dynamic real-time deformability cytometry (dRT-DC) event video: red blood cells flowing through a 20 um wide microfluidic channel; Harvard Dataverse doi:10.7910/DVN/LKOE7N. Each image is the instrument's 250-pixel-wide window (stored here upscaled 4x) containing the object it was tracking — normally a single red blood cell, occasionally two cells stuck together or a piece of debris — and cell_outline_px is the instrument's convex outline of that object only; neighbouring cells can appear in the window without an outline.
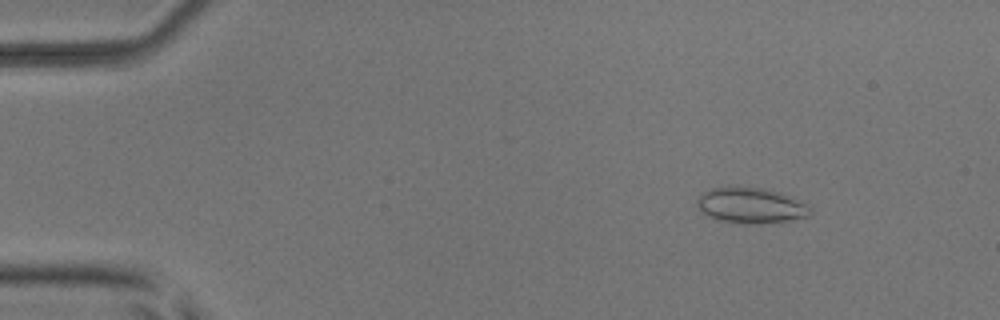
{"species": "common noctule bat (a hibernating species)", "species_latin": "Nyctalus noctula", "temperature_condition": "room temperature", "stored_images_in_passage": 53, "camera_frame_rate_fps": 3000, "um_per_image_px": 0.085, "animal": {"sex": "male", "body_mass_g": 17.9, "forearm_length_mm": 54.2}, "frame": {"image": 1, "passage_image": 7, "time_ms": 2.0, "image_size_px": [1000, 320], "cell_outline_px": [[812, 216], [788, 220], [756, 224], [744, 224], [720, 220], [708, 216], [696, 204], [696, 200], [700, 192], [712, 188], [728, 184], [732, 184], [768, 188], [792, 196], [812, 208]], "centroid_in_image_um": [63.81, 17.41], "position_along_channel_um": 21.2, "area_um2": 24.33}}
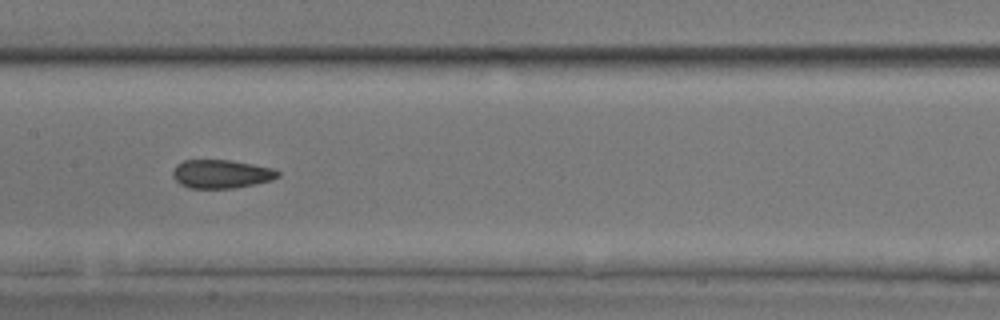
{"frame": {"image": 2, "passage_image": 27, "time_ms": 8.667, "image_size_px": [1000, 320], "cell_outline_px": [[280, 176], [272, 180], [236, 188], [188, 188], [180, 184], [172, 176], [172, 172], [176, 164], [184, 160], [232, 160], [272, 168], [280, 172]], "centroid_in_image_um": [18.8, 14.79], "position_along_channel_um": 188.6, "area_um2": 17.57}}
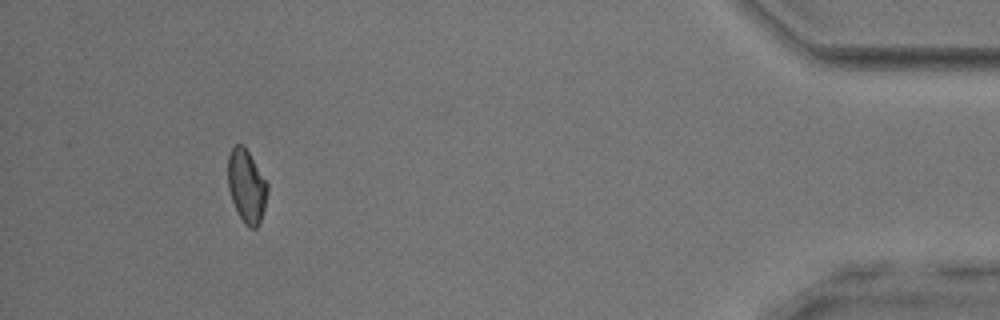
{"frame": {"image": 3, "passage_image": 49, "time_ms": 16.0, "image_size_px": [1000, 320], "cell_outline_px": [[268, 192], [260, 224], [256, 228], [248, 228], [244, 224], [232, 200], [228, 188], [228, 156], [232, 144], [244, 144], [268, 184]], "centroid_in_image_um": [20.96, 15.8], "position_along_channel_um": 414.2, "area_um2": 16.99}, "authors_computed_cell_mechanics": {"area_um2": 17.7446, "velocity_mm_per_s": 3.9263, "shape_relaxation_time_tau1_ms": null, "shape_relaxation_time_tau2_ms": 1.6547, "deformation_change_tau1": null, "deformation_change_tau2": 0.0576}}